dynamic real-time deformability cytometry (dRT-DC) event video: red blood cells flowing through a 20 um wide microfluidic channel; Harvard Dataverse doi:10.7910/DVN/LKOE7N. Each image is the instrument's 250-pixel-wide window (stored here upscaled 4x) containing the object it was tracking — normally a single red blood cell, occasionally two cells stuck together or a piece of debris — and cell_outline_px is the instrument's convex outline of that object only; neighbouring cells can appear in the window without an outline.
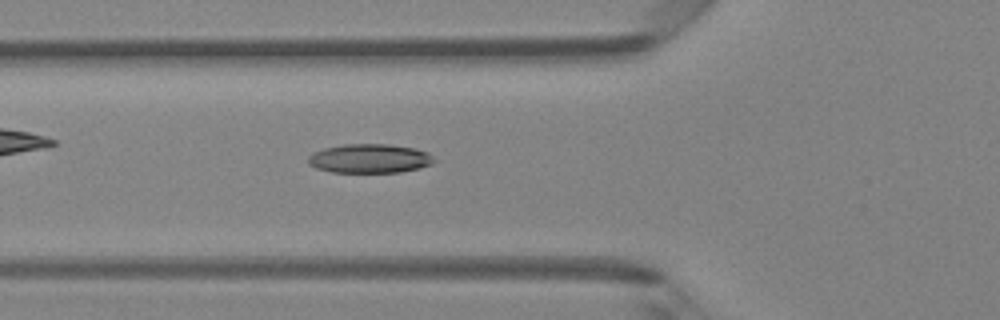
{"species": "Egyptian fruit bat (a non-hibernating species)", "species_latin": "Rousettus aegyptiacus", "temperature_condition": "room temperature", "stored_images_in_passage": 45, "camera_frame_rate_fps": 3000, "um_per_image_px": 0.085, "animal": {"sex": "female"}, "frame": {"image": 1, "passage_image": 15, "time_ms": 4.667, "image_size_px": [1000, 320], "cell_outline_px": [[436, 160], [432, 164], [420, 168], [400, 172], [332, 172], [316, 168], [308, 164], [308, 156], [312, 152], [324, 148], [344, 144], [388, 144], [416, 148], [428, 152]], "centroid_in_image_um": [31.42, 13.47], "position_along_channel_um": 94.4, "area_um2": 21.5}}
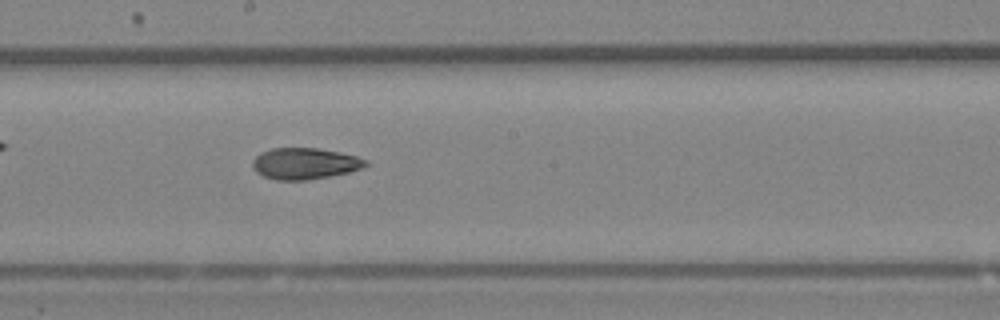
{"frame": {"image": 2, "passage_image": 24, "time_ms": 7.667, "image_size_px": [1000, 320], "cell_outline_px": [[368, 164], [360, 168], [348, 172], [328, 176], [304, 180], [276, 180], [264, 176], [256, 172], [252, 168], [252, 160], [260, 152], [272, 148], [316, 148], [340, 152], [356, 156], [368, 160]], "centroid_in_image_um": [25.87, 13.89], "position_along_channel_um": 222.3, "area_um2": 20.58}}
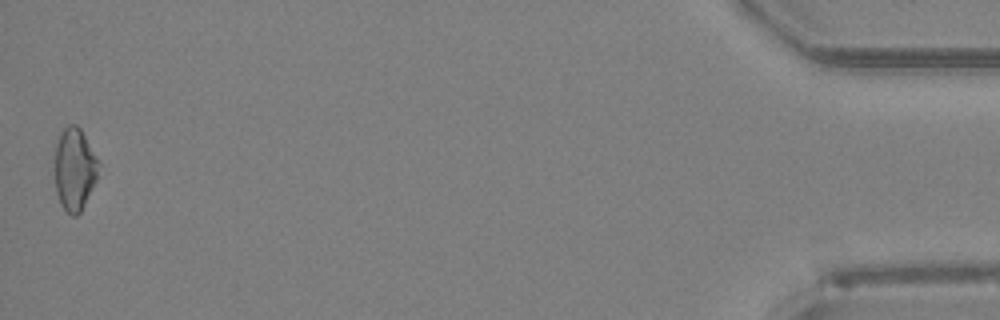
{"frame": {"image": 3, "passage_image": 45, "time_ms": 14.667, "image_size_px": [1000, 320], "cell_outline_px": [[100, 164], [96, 180], [80, 212], [76, 216], [72, 216], [60, 204], [56, 192], [56, 144], [60, 132], [68, 124], [76, 124], [80, 128]], "centroid_in_image_um": [6.34, 14.37], "position_along_channel_um": 428.9, "area_um2": 20.69}, "authors_computed_cell_mechanics": {"area_um2": 20.808, "velocity_mm_per_s": 4.277, "shape_relaxation_time_tau1_ms": null, "shape_relaxation_time_tau2_ms": 3.9638, "deformation_change_tau1": null, "deformation_change_tau2": 0.1135}}